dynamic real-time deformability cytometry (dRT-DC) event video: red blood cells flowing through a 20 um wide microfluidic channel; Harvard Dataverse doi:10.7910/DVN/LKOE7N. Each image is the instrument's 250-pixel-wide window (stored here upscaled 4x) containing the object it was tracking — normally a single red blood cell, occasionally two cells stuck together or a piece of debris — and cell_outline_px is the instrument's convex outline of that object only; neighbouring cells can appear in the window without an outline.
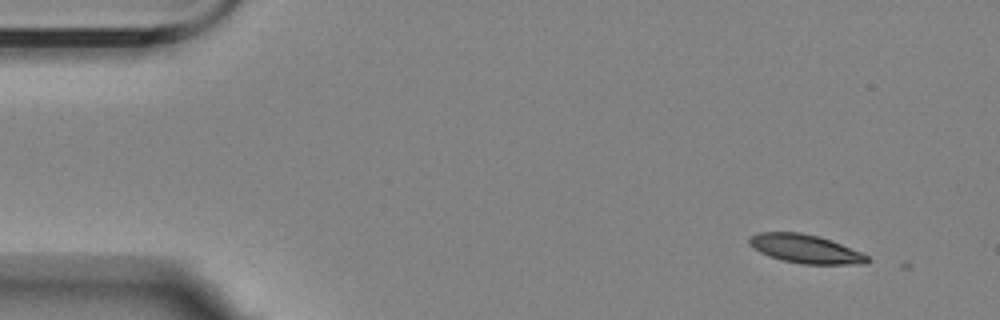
{"species": "Egyptian fruit bat (a non-hibernating species)", "species_latin": "Rousettus aegyptiacus", "temperature_condition": "room temperature", "stored_images_in_passage": 8, "camera_frame_rate_fps": 3000, "um_per_image_px": 0.085, "animal": {"sex": "female"}, "frame": {"image": 1, "passage_image": 2, "time_ms": 0.333, "image_size_px": [1000, 320], "cell_outline_px": [[872, 260], [864, 264], [800, 264], [768, 256], [752, 248], [748, 244], [748, 236], [756, 232], [800, 232], [820, 236], [832, 240], [860, 252], [868, 256]], "centroid_in_image_um": [68.42, 21.14], "position_along_channel_um": 16.6, "area_um2": 19.94}}